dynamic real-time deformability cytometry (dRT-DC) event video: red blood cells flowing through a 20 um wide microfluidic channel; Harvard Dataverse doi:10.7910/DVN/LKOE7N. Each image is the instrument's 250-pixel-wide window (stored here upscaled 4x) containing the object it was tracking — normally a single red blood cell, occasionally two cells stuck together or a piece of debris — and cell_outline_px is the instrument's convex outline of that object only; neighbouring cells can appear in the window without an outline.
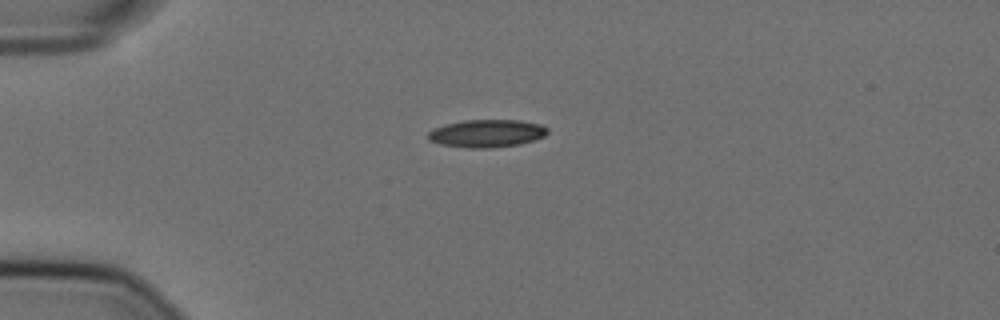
{"species": "Egyptian fruit bat (a non-hibernating species)", "species_latin": "Rousettus aegyptiacus", "temperature_condition": "cold", "stored_images_in_passage": 4, "camera_frame_rate_fps": 3000, "um_per_image_px": 0.085, "animal": {"sex": "female"}, "frame": {"image": 1, "passage_image": 1, "time_ms": 0.0, "image_size_px": [1000, 320], "cell_outline_px": [[548, 132], [544, 136], [520, 144], [488, 148], [472, 148], [440, 144], [428, 140], [428, 132], [436, 128], [448, 124], [464, 120], [520, 120], [540, 124], [548, 128]], "centroid_in_image_um": [41.39, 11.33], "position_along_channel_um": 43.6, "area_um2": 19.07}}